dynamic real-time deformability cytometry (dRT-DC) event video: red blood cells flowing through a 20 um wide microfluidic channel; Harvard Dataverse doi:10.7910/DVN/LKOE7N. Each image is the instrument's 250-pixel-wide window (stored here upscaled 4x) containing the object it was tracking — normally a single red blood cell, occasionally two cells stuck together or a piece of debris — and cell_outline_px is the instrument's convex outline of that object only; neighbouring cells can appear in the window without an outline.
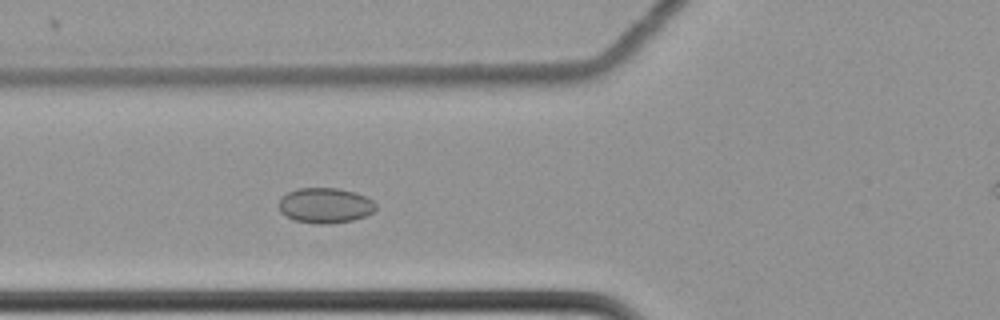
{"species": "common noctule bat (a hibernating species)", "species_latin": "Nyctalus noctula", "temperature_condition": "cold", "stored_images_in_passage": 55, "camera_frame_rate_fps": 3000, "um_per_image_px": 0.085, "animal": {"sex": "female", "body_mass_g": 22.7, "forearm_length_mm": 54.2}, "frame": {"image": 1, "passage_image": 23, "time_ms": 7.333, "image_size_px": [1000, 320], "cell_outline_px": [[376, 208], [372, 212], [364, 216], [352, 220], [328, 224], [316, 224], [296, 220], [280, 212], [280, 200], [288, 192], [296, 188], [340, 188], [356, 192], [372, 200], [376, 204]], "centroid_in_image_um": [27.66, 17.45], "position_along_channel_um": 98.1, "area_um2": 19.77}}
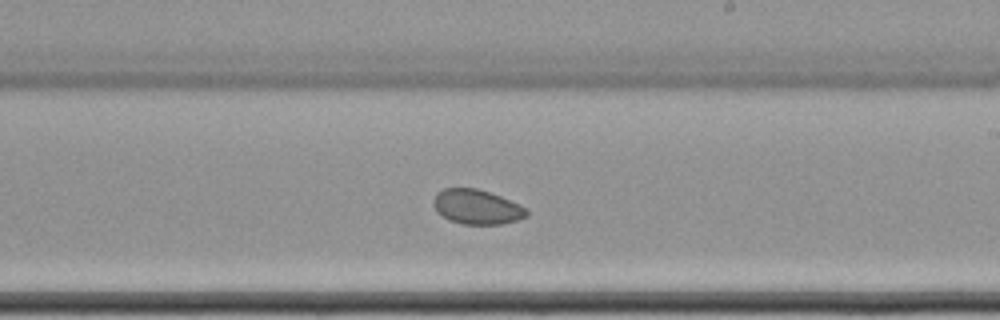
{"frame": {"image": 2, "passage_image": 36, "time_ms": 11.667, "image_size_px": [1000, 320], "cell_outline_px": [[528, 216], [516, 220], [500, 224], [460, 224], [448, 220], [436, 212], [432, 204], [432, 200], [436, 192], [444, 188], [476, 188], [500, 196], [520, 204], [528, 208]], "centroid_in_image_um": [40.49, 17.59], "position_along_channel_um": 248.5, "area_um2": 19.07}}
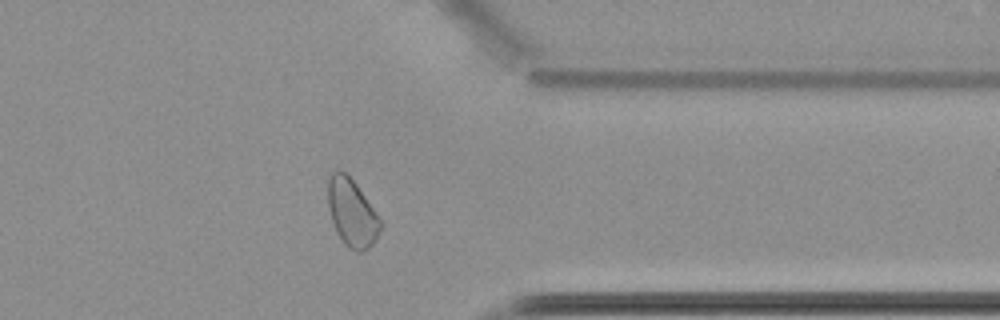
{"frame": {"image": 3, "passage_image": 48, "time_ms": 15.667, "image_size_px": [1000, 320], "cell_outline_px": [[384, 224], [376, 240], [364, 252], [356, 252], [348, 248], [344, 244], [332, 220], [328, 204], [328, 180], [332, 172], [336, 168], [340, 168], [356, 184]], "centroid_in_image_um": [29.93, 18.1], "position_along_channel_um": 381.5, "area_um2": 20.63}}